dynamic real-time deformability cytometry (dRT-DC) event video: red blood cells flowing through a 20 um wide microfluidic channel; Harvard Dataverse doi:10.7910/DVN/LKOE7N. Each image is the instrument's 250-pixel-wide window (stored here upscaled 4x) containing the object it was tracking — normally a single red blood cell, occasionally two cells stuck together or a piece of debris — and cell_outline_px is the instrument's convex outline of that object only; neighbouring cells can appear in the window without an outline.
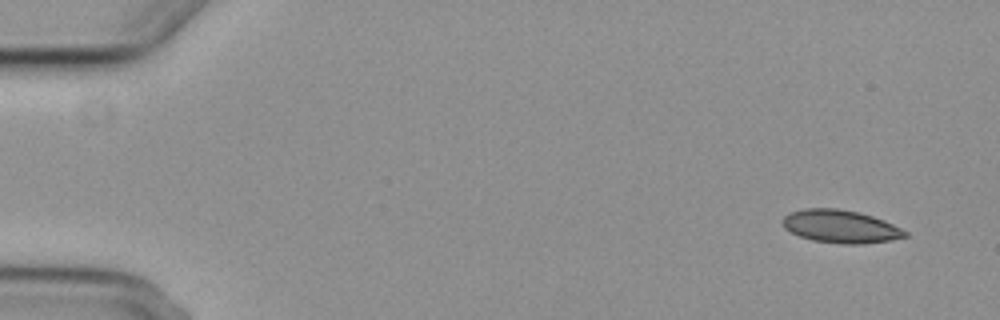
{"species": "common noctule bat (a hibernating species)", "species_latin": "Nyctalus noctula", "temperature_condition": "cold", "stored_images_in_passage": 7, "camera_frame_rate_fps": 3000, "um_per_image_px": 0.085, "animal": {"sex": "female", "body_mass_g": 29.2, "forearm_length_mm": 56.3}, "frame": {"image": 1, "passage_image": 1, "time_ms": 0.0, "image_size_px": [1000, 320], "cell_outline_px": [[908, 236], [892, 240], [864, 244], [840, 244], [812, 240], [800, 236], [784, 228], [784, 216], [788, 212], [804, 208], [836, 208], [860, 212], [884, 220], [908, 232]], "centroid_in_image_um": [71.46, 19.25], "position_along_channel_um": 13.5, "area_um2": 23.58}}
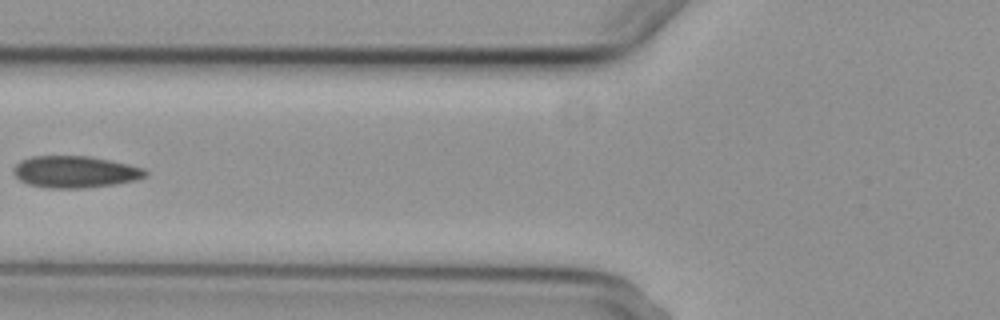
{"frame": {"image": 2, "passage_image": 6, "time_ms": 6.333, "image_size_px": [1000, 320], "cell_outline_px": [[148, 172], [144, 176], [136, 180], [116, 184], [80, 188], [48, 188], [28, 184], [20, 180], [12, 172], [12, 168], [20, 160], [32, 156], [88, 156], [128, 164], [144, 168]], "centroid_in_image_um": [6.35, 14.6], "position_along_channel_um": 119.5, "area_um2": 24.39}}
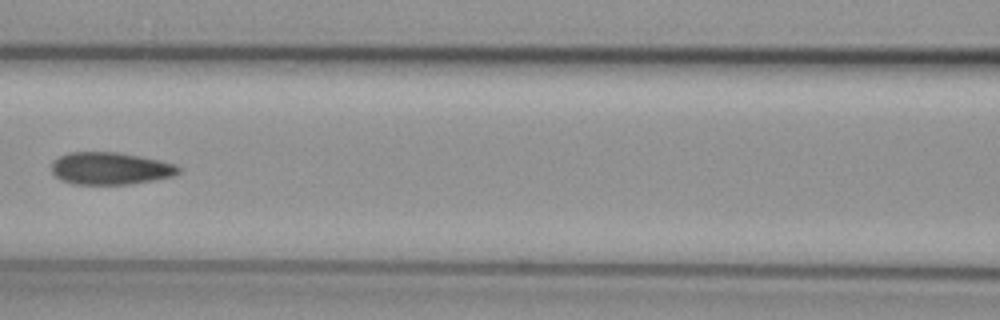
{"frame": {"image": 3, "passage_image": 7, "time_ms": 7.333, "image_size_px": [1000, 320], "cell_outline_px": [[180, 172], [172, 176], [132, 184], [72, 184], [60, 180], [52, 172], [52, 164], [60, 156], [68, 152], [116, 152], [140, 156], [160, 160], [176, 164], [180, 168]], "centroid_in_image_um": [9.38, 14.32], "position_along_channel_um": 157.2, "area_um2": 23.87}}